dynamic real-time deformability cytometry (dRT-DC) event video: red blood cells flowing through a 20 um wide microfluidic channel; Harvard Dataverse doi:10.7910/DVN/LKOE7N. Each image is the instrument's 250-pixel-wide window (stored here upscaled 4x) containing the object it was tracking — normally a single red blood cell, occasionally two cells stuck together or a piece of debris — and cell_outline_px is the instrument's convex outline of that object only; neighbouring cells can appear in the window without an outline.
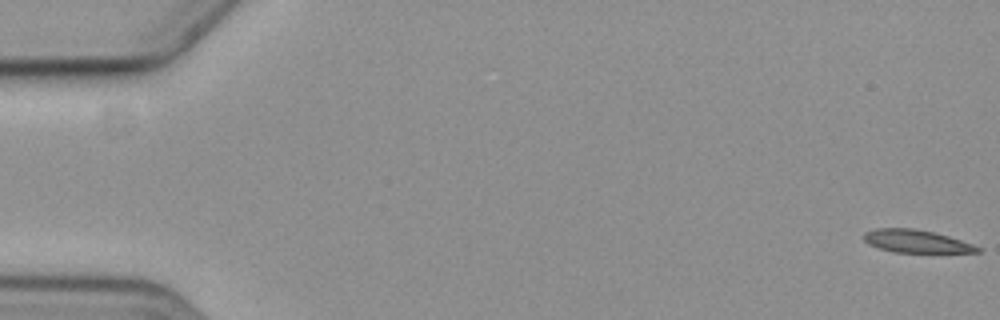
{"species": "common noctule bat (a hibernating species)", "species_latin": "Nyctalus noctula", "temperature_condition": "cold", "stored_images_in_passage": 5, "camera_frame_rate_fps": 3000, "um_per_image_px": 0.085, "animal": {"sex": "female", "body_mass_g": 19.3, "forearm_length_mm": 54.1}, "frame": {"image": 1, "passage_image": 1, "time_ms": 0.0, "image_size_px": [1000, 320], "cell_outline_px": [[984, 248], [980, 252], [892, 252], [868, 244], [864, 240], [864, 232], [876, 228], [912, 228], [932, 232], [948, 236]], "centroid_in_image_um": [77.87, 20.51], "position_along_channel_um": 7.1, "area_um2": 14.97}}
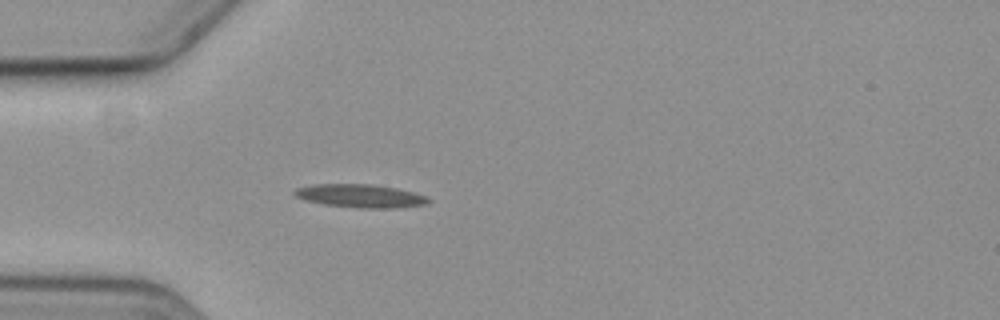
{"frame": {"image": 2, "passage_image": 5, "time_ms": 5.667, "image_size_px": [1000, 320], "cell_outline_px": [[432, 200], [428, 204], [400, 208], [360, 208], [324, 204], [304, 200], [296, 196], [292, 192], [296, 188], [312, 184], [372, 184], [396, 188], [412, 192], [424, 196]], "centroid_in_image_um": [30.63, 16.65], "position_along_channel_um": 54.4, "area_um2": 18.21}}